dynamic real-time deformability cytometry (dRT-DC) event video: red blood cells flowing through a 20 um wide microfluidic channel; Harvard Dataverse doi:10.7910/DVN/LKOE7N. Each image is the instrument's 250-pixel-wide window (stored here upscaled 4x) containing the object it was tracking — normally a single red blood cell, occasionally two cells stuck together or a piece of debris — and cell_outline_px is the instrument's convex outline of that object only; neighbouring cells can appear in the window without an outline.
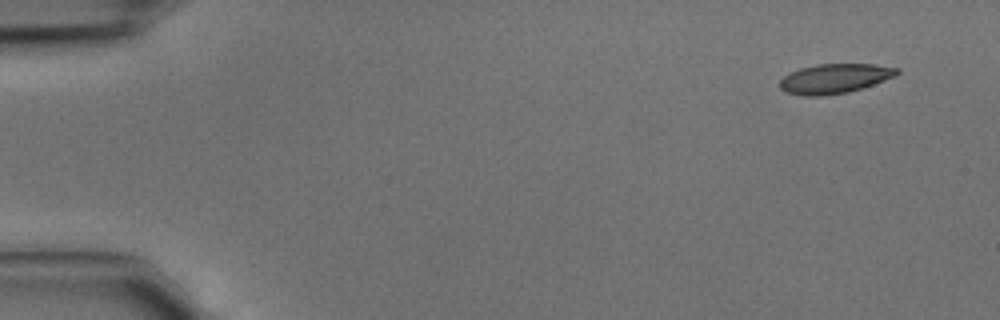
{"species": "common noctule bat (a hibernating species)", "species_latin": "Nyctalus noctula", "temperature_condition": "cold", "stored_images_in_passage": 6, "camera_frame_rate_fps": 3000, "um_per_image_px": 0.085, "animal": {"sex": "male", "body_mass_g": 15.6}, "frame": {"image": 1, "passage_image": 1, "time_ms": 0.0, "image_size_px": [1000, 320], "cell_outline_px": [[900, 72], [896, 76], [848, 92], [824, 96], [804, 96], [784, 92], [780, 88], [780, 80], [784, 76], [800, 68], [816, 64], [876, 64], [900, 68]], "centroid_in_image_um": [70.94, 6.68], "position_along_channel_um": 14.1, "area_um2": 20.23}}
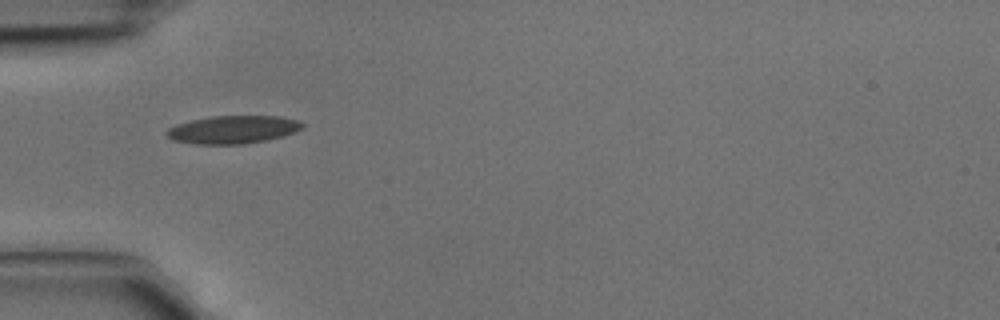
{"frame": {"image": 2, "passage_image": 4, "time_ms": 1.0, "image_size_px": [1000, 320], "cell_outline_px": [[304, 128], [268, 140], [244, 144], [196, 144], [172, 140], [164, 132], [168, 128], [176, 124], [192, 120], [212, 116], [280, 116], [300, 120], [304, 124]], "centroid_in_image_um": [19.8, 11.01], "position_along_channel_um": 65.2, "area_um2": 22.14}}